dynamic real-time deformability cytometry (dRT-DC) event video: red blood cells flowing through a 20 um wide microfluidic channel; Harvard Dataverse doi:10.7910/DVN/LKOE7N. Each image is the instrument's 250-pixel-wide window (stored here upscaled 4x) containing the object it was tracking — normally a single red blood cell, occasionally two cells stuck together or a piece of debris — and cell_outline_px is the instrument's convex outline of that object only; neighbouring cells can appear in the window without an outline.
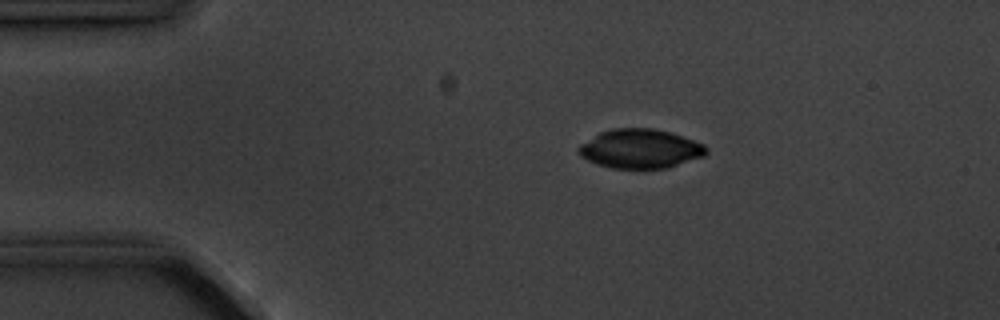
{"species": "common noctule bat (a hibernating species)", "species_latin": "Nyctalus noctula", "temperature_condition": "cold", "stored_images_in_passage": 2, "camera_frame_rate_fps": 3000, "um_per_image_px": 0.085, "animal": {"sex": "male", "body_mass_g": 20.1, "forearm_length_mm": 53.5}, "frame": {"image": 1, "passage_image": 2, "time_ms": 2.0, "image_size_px": [1000, 320], "cell_outline_px": [[708, 152], [704, 156], [668, 168], [612, 168], [596, 164], [580, 156], [576, 152], [576, 148], [580, 144], [600, 132], [612, 128], [652, 128], [668, 132], [704, 144], [708, 148]], "centroid_in_image_um": [54.39, 12.65], "position_along_channel_um": 30.6, "area_um2": 29.13}}